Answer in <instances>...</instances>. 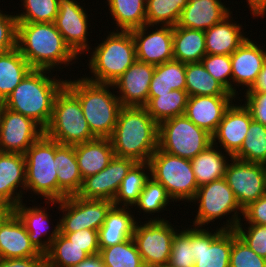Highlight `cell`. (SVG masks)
Returning <instances> with one entry per match:
<instances>
[{
  "label": "cell",
  "mask_w": 266,
  "mask_h": 267,
  "mask_svg": "<svg viewBox=\"0 0 266 267\" xmlns=\"http://www.w3.org/2000/svg\"><path fill=\"white\" fill-rule=\"evenodd\" d=\"M159 124L144 107L123 106L110 137L114 154L135 162H148L158 149Z\"/></svg>",
  "instance_id": "obj_1"
},
{
  "label": "cell",
  "mask_w": 266,
  "mask_h": 267,
  "mask_svg": "<svg viewBox=\"0 0 266 267\" xmlns=\"http://www.w3.org/2000/svg\"><path fill=\"white\" fill-rule=\"evenodd\" d=\"M17 48L32 69L51 72L63 64L72 65V60L78 59L54 22L18 23Z\"/></svg>",
  "instance_id": "obj_2"
},
{
  "label": "cell",
  "mask_w": 266,
  "mask_h": 267,
  "mask_svg": "<svg viewBox=\"0 0 266 267\" xmlns=\"http://www.w3.org/2000/svg\"><path fill=\"white\" fill-rule=\"evenodd\" d=\"M47 71L32 69L3 101L4 107L32 118L43 129L49 125L55 97L66 83L47 76Z\"/></svg>",
  "instance_id": "obj_3"
},
{
  "label": "cell",
  "mask_w": 266,
  "mask_h": 267,
  "mask_svg": "<svg viewBox=\"0 0 266 267\" xmlns=\"http://www.w3.org/2000/svg\"><path fill=\"white\" fill-rule=\"evenodd\" d=\"M65 86L79 99L84 117L96 138H110L123 107L112 84L95 83L84 77L67 79Z\"/></svg>",
  "instance_id": "obj_4"
},
{
  "label": "cell",
  "mask_w": 266,
  "mask_h": 267,
  "mask_svg": "<svg viewBox=\"0 0 266 267\" xmlns=\"http://www.w3.org/2000/svg\"><path fill=\"white\" fill-rule=\"evenodd\" d=\"M109 33L91 52L87 65L93 76L84 77L89 81L112 84L136 61L131 31Z\"/></svg>",
  "instance_id": "obj_5"
},
{
  "label": "cell",
  "mask_w": 266,
  "mask_h": 267,
  "mask_svg": "<svg viewBox=\"0 0 266 267\" xmlns=\"http://www.w3.org/2000/svg\"><path fill=\"white\" fill-rule=\"evenodd\" d=\"M44 134L69 146L96 139L84 117L79 99L66 86L55 97L52 117Z\"/></svg>",
  "instance_id": "obj_6"
},
{
  "label": "cell",
  "mask_w": 266,
  "mask_h": 267,
  "mask_svg": "<svg viewBox=\"0 0 266 267\" xmlns=\"http://www.w3.org/2000/svg\"><path fill=\"white\" fill-rule=\"evenodd\" d=\"M26 191L40 195L46 203H58V165L54 161L55 141L43 134L24 153ZM48 200V202H47Z\"/></svg>",
  "instance_id": "obj_7"
},
{
  "label": "cell",
  "mask_w": 266,
  "mask_h": 267,
  "mask_svg": "<svg viewBox=\"0 0 266 267\" xmlns=\"http://www.w3.org/2000/svg\"><path fill=\"white\" fill-rule=\"evenodd\" d=\"M191 202H197L199 205L197 215L193 220L192 226L194 227H205L206 224L224 218L225 215L227 217L233 212L229 216L231 218L226 219L227 222L223 223L225 225L221 228L223 230H234L241 221L239 215H243V209L224 177L199 186Z\"/></svg>",
  "instance_id": "obj_8"
},
{
  "label": "cell",
  "mask_w": 266,
  "mask_h": 267,
  "mask_svg": "<svg viewBox=\"0 0 266 267\" xmlns=\"http://www.w3.org/2000/svg\"><path fill=\"white\" fill-rule=\"evenodd\" d=\"M150 177L162 184L172 201L191 202L198 185L189 159L181 158L159 148L148 161Z\"/></svg>",
  "instance_id": "obj_9"
},
{
  "label": "cell",
  "mask_w": 266,
  "mask_h": 267,
  "mask_svg": "<svg viewBox=\"0 0 266 267\" xmlns=\"http://www.w3.org/2000/svg\"><path fill=\"white\" fill-rule=\"evenodd\" d=\"M211 144L212 135L185 115L159 124L158 148L169 154L191 160Z\"/></svg>",
  "instance_id": "obj_10"
},
{
  "label": "cell",
  "mask_w": 266,
  "mask_h": 267,
  "mask_svg": "<svg viewBox=\"0 0 266 267\" xmlns=\"http://www.w3.org/2000/svg\"><path fill=\"white\" fill-rule=\"evenodd\" d=\"M157 218H150L146 223L136 221L133 232L132 238L145 267L169 262L173 237L179 230L169 220L161 219V215Z\"/></svg>",
  "instance_id": "obj_11"
},
{
  "label": "cell",
  "mask_w": 266,
  "mask_h": 267,
  "mask_svg": "<svg viewBox=\"0 0 266 267\" xmlns=\"http://www.w3.org/2000/svg\"><path fill=\"white\" fill-rule=\"evenodd\" d=\"M63 213L60 232H76L82 229L98 231L106 219L107 213L114 206L113 201L84 199L72 195L58 202Z\"/></svg>",
  "instance_id": "obj_12"
},
{
  "label": "cell",
  "mask_w": 266,
  "mask_h": 267,
  "mask_svg": "<svg viewBox=\"0 0 266 267\" xmlns=\"http://www.w3.org/2000/svg\"><path fill=\"white\" fill-rule=\"evenodd\" d=\"M232 162V163H230ZM224 178L234 192L240 207L266 195V165L230 158Z\"/></svg>",
  "instance_id": "obj_13"
},
{
  "label": "cell",
  "mask_w": 266,
  "mask_h": 267,
  "mask_svg": "<svg viewBox=\"0 0 266 267\" xmlns=\"http://www.w3.org/2000/svg\"><path fill=\"white\" fill-rule=\"evenodd\" d=\"M232 248V230L216 228L215 232L205 227L193 226L194 267H229Z\"/></svg>",
  "instance_id": "obj_14"
},
{
  "label": "cell",
  "mask_w": 266,
  "mask_h": 267,
  "mask_svg": "<svg viewBox=\"0 0 266 267\" xmlns=\"http://www.w3.org/2000/svg\"><path fill=\"white\" fill-rule=\"evenodd\" d=\"M44 134V129L32 118L6 107L0 126V152L22 154Z\"/></svg>",
  "instance_id": "obj_15"
},
{
  "label": "cell",
  "mask_w": 266,
  "mask_h": 267,
  "mask_svg": "<svg viewBox=\"0 0 266 267\" xmlns=\"http://www.w3.org/2000/svg\"><path fill=\"white\" fill-rule=\"evenodd\" d=\"M59 11L54 24L62 34L66 44L80 57L92 48L88 44V26L90 23L86 9L76 0H59Z\"/></svg>",
  "instance_id": "obj_16"
},
{
  "label": "cell",
  "mask_w": 266,
  "mask_h": 267,
  "mask_svg": "<svg viewBox=\"0 0 266 267\" xmlns=\"http://www.w3.org/2000/svg\"><path fill=\"white\" fill-rule=\"evenodd\" d=\"M154 25L145 24L131 30L136 59L148 64L159 65L174 60L173 57V26L160 25L159 28L147 31Z\"/></svg>",
  "instance_id": "obj_17"
},
{
  "label": "cell",
  "mask_w": 266,
  "mask_h": 267,
  "mask_svg": "<svg viewBox=\"0 0 266 267\" xmlns=\"http://www.w3.org/2000/svg\"><path fill=\"white\" fill-rule=\"evenodd\" d=\"M135 163L132 159L114 156L103 170L83 179L77 196L113 201L123 178Z\"/></svg>",
  "instance_id": "obj_18"
},
{
  "label": "cell",
  "mask_w": 266,
  "mask_h": 267,
  "mask_svg": "<svg viewBox=\"0 0 266 267\" xmlns=\"http://www.w3.org/2000/svg\"><path fill=\"white\" fill-rule=\"evenodd\" d=\"M155 65L136 61L112 85L122 106L143 107L148 101Z\"/></svg>",
  "instance_id": "obj_19"
},
{
  "label": "cell",
  "mask_w": 266,
  "mask_h": 267,
  "mask_svg": "<svg viewBox=\"0 0 266 267\" xmlns=\"http://www.w3.org/2000/svg\"><path fill=\"white\" fill-rule=\"evenodd\" d=\"M230 59L232 64V95L237 96L239 94L235 86L244 85L245 90H249L256 84L266 60V49L264 50L260 45L247 38L230 55Z\"/></svg>",
  "instance_id": "obj_20"
},
{
  "label": "cell",
  "mask_w": 266,
  "mask_h": 267,
  "mask_svg": "<svg viewBox=\"0 0 266 267\" xmlns=\"http://www.w3.org/2000/svg\"><path fill=\"white\" fill-rule=\"evenodd\" d=\"M251 121L249 109L244 104L236 105L233 102L212 134V144H218V140L224 152L233 157L240 150Z\"/></svg>",
  "instance_id": "obj_21"
},
{
  "label": "cell",
  "mask_w": 266,
  "mask_h": 267,
  "mask_svg": "<svg viewBox=\"0 0 266 267\" xmlns=\"http://www.w3.org/2000/svg\"><path fill=\"white\" fill-rule=\"evenodd\" d=\"M235 99L234 95L190 96L184 115L212 135Z\"/></svg>",
  "instance_id": "obj_22"
},
{
  "label": "cell",
  "mask_w": 266,
  "mask_h": 267,
  "mask_svg": "<svg viewBox=\"0 0 266 267\" xmlns=\"http://www.w3.org/2000/svg\"><path fill=\"white\" fill-rule=\"evenodd\" d=\"M25 189L26 162L24 155L0 152V202L14 209L17 204L22 202L23 192L26 193Z\"/></svg>",
  "instance_id": "obj_23"
},
{
  "label": "cell",
  "mask_w": 266,
  "mask_h": 267,
  "mask_svg": "<svg viewBox=\"0 0 266 267\" xmlns=\"http://www.w3.org/2000/svg\"><path fill=\"white\" fill-rule=\"evenodd\" d=\"M45 257L31 243L24 223L12 211L0 224V258Z\"/></svg>",
  "instance_id": "obj_24"
},
{
  "label": "cell",
  "mask_w": 266,
  "mask_h": 267,
  "mask_svg": "<svg viewBox=\"0 0 266 267\" xmlns=\"http://www.w3.org/2000/svg\"><path fill=\"white\" fill-rule=\"evenodd\" d=\"M46 209L47 208H41L40 206H26L23 201L17 204L13 209L24 223L31 243L43 255L49 251L52 241L60 234V222L58 221L55 225L56 227H53V231L49 230V219L51 218ZM47 232L49 233L48 236ZM50 232L52 233L50 234ZM43 236H46L47 239H43Z\"/></svg>",
  "instance_id": "obj_25"
},
{
  "label": "cell",
  "mask_w": 266,
  "mask_h": 267,
  "mask_svg": "<svg viewBox=\"0 0 266 267\" xmlns=\"http://www.w3.org/2000/svg\"><path fill=\"white\" fill-rule=\"evenodd\" d=\"M230 10L219 0H188L177 25L206 31L229 16Z\"/></svg>",
  "instance_id": "obj_26"
},
{
  "label": "cell",
  "mask_w": 266,
  "mask_h": 267,
  "mask_svg": "<svg viewBox=\"0 0 266 267\" xmlns=\"http://www.w3.org/2000/svg\"><path fill=\"white\" fill-rule=\"evenodd\" d=\"M54 161L58 165V202L80 191L83 178L80 173L74 146L55 141Z\"/></svg>",
  "instance_id": "obj_27"
},
{
  "label": "cell",
  "mask_w": 266,
  "mask_h": 267,
  "mask_svg": "<svg viewBox=\"0 0 266 267\" xmlns=\"http://www.w3.org/2000/svg\"><path fill=\"white\" fill-rule=\"evenodd\" d=\"M231 15L204 31L207 54L230 56L248 38Z\"/></svg>",
  "instance_id": "obj_28"
},
{
  "label": "cell",
  "mask_w": 266,
  "mask_h": 267,
  "mask_svg": "<svg viewBox=\"0 0 266 267\" xmlns=\"http://www.w3.org/2000/svg\"><path fill=\"white\" fill-rule=\"evenodd\" d=\"M130 207L113 206L98 230L99 248L120 244L133 237L136 217Z\"/></svg>",
  "instance_id": "obj_29"
},
{
  "label": "cell",
  "mask_w": 266,
  "mask_h": 267,
  "mask_svg": "<svg viewBox=\"0 0 266 267\" xmlns=\"http://www.w3.org/2000/svg\"><path fill=\"white\" fill-rule=\"evenodd\" d=\"M74 149L83 179L103 170L115 156L110 138H96Z\"/></svg>",
  "instance_id": "obj_30"
},
{
  "label": "cell",
  "mask_w": 266,
  "mask_h": 267,
  "mask_svg": "<svg viewBox=\"0 0 266 267\" xmlns=\"http://www.w3.org/2000/svg\"><path fill=\"white\" fill-rule=\"evenodd\" d=\"M207 54L205 32L173 26V57L182 63L201 62Z\"/></svg>",
  "instance_id": "obj_31"
},
{
  "label": "cell",
  "mask_w": 266,
  "mask_h": 267,
  "mask_svg": "<svg viewBox=\"0 0 266 267\" xmlns=\"http://www.w3.org/2000/svg\"><path fill=\"white\" fill-rule=\"evenodd\" d=\"M218 147L220 146L217 144H211L190 160L198 187L224 177L229 163L228 158L232 156L228 153L224 154ZM226 155L229 157L226 158Z\"/></svg>",
  "instance_id": "obj_32"
},
{
  "label": "cell",
  "mask_w": 266,
  "mask_h": 267,
  "mask_svg": "<svg viewBox=\"0 0 266 267\" xmlns=\"http://www.w3.org/2000/svg\"><path fill=\"white\" fill-rule=\"evenodd\" d=\"M31 70L17 47L0 53V100L4 101Z\"/></svg>",
  "instance_id": "obj_33"
},
{
  "label": "cell",
  "mask_w": 266,
  "mask_h": 267,
  "mask_svg": "<svg viewBox=\"0 0 266 267\" xmlns=\"http://www.w3.org/2000/svg\"><path fill=\"white\" fill-rule=\"evenodd\" d=\"M186 63L171 60L163 64L155 65L148 98L157 97V94H165L172 90H185L186 87Z\"/></svg>",
  "instance_id": "obj_34"
},
{
  "label": "cell",
  "mask_w": 266,
  "mask_h": 267,
  "mask_svg": "<svg viewBox=\"0 0 266 267\" xmlns=\"http://www.w3.org/2000/svg\"><path fill=\"white\" fill-rule=\"evenodd\" d=\"M189 95L186 90H172L157 97L148 98L143 106L148 114L158 123L185 113Z\"/></svg>",
  "instance_id": "obj_35"
},
{
  "label": "cell",
  "mask_w": 266,
  "mask_h": 267,
  "mask_svg": "<svg viewBox=\"0 0 266 267\" xmlns=\"http://www.w3.org/2000/svg\"><path fill=\"white\" fill-rule=\"evenodd\" d=\"M116 31H131L146 24V0H107Z\"/></svg>",
  "instance_id": "obj_36"
},
{
  "label": "cell",
  "mask_w": 266,
  "mask_h": 267,
  "mask_svg": "<svg viewBox=\"0 0 266 267\" xmlns=\"http://www.w3.org/2000/svg\"><path fill=\"white\" fill-rule=\"evenodd\" d=\"M149 171V172H148ZM148 172V173H147ZM150 179V166L148 162H136L123 178L113 204L116 207L131 208L138 201L139 195Z\"/></svg>",
  "instance_id": "obj_37"
},
{
  "label": "cell",
  "mask_w": 266,
  "mask_h": 267,
  "mask_svg": "<svg viewBox=\"0 0 266 267\" xmlns=\"http://www.w3.org/2000/svg\"><path fill=\"white\" fill-rule=\"evenodd\" d=\"M186 87L190 96L232 95L212 75L201 62L186 63Z\"/></svg>",
  "instance_id": "obj_38"
},
{
  "label": "cell",
  "mask_w": 266,
  "mask_h": 267,
  "mask_svg": "<svg viewBox=\"0 0 266 267\" xmlns=\"http://www.w3.org/2000/svg\"><path fill=\"white\" fill-rule=\"evenodd\" d=\"M90 256L82 247L59 234L45 254L46 267H73Z\"/></svg>",
  "instance_id": "obj_39"
},
{
  "label": "cell",
  "mask_w": 266,
  "mask_h": 267,
  "mask_svg": "<svg viewBox=\"0 0 266 267\" xmlns=\"http://www.w3.org/2000/svg\"><path fill=\"white\" fill-rule=\"evenodd\" d=\"M233 158L266 165V126L252 119L245 140Z\"/></svg>",
  "instance_id": "obj_40"
},
{
  "label": "cell",
  "mask_w": 266,
  "mask_h": 267,
  "mask_svg": "<svg viewBox=\"0 0 266 267\" xmlns=\"http://www.w3.org/2000/svg\"><path fill=\"white\" fill-rule=\"evenodd\" d=\"M187 4L188 0H146V24L176 26Z\"/></svg>",
  "instance_id": "obj_41"
},
{
  "label": "cell",
  "mask_w": 266,
  "mask_h": 267,
  "mask_svg": "<svg viewBox=\"0 0 266 267\" xmlns=\"http://www.w3.org/2000/svg\"><path fill=\"white\" fill-rule=\"evenodd\" d=\"M99 255L105 267H145L133 238L102 248Z\"/></svg>",
  "instance_id": "obj_42"
},
{
  "label": "cell",
  "mask_w": 266,
  "mask_h": 267,
  "mask_svg": "<svg viewBox=\"0 0 266 267\" xmlns=\"http://www.w3.org/2000/svg\"><path fill=\"white\" fill-rule=\"evenodd\" d=\"M23 10L16 14L17 23L54 22L59 11V0H21Z\"/></svg>",
  "instance_id": "obj_43"
},
{
  "label": "cell",
  "mask_w": 266,
  "mask_h": 267,
  "mask_svg": "<svg viewBox=\"0 0 266 267\" xmlns=\"http://www.w3.org/2000/svg\"><path fill=\"white\" fill-rule=\"evenodd\" d=\"M169 202H172V199L167 194L165 187L150 177L140 193L138 201L134 204V207L137 206L136 208L140 209V211H138L139 213L142 210L145 214H152L167 209L166 207L170 204Z\"/></svg>",
  "instance_id": "obj_44"
},
{
  "label": "cell",
  "mask_w": 266,
  "mask_h": 267,
  "mask_svg": "<svg viewBox=\"0 0 266 267\" xmlns=\"http://www.w3.org/2000/svg\"><path fill=\"white\" fill-rule=\"evenodd\" d=\"M168 263L173 267H194L193 228L185 227L175 233Z\"/></svg>",
  "instance_id": "obj_45"
},
{
  "label": "cell",
  "mask_w": 266,
  "mask_h": 267,
  "mask_svg": "<svg viewBox=\"0 0 266 267\" xmlns=\"http://www.w3.org/2000/svg\"><path fill=\"white\" fill-rule=\"evenodd\" d=\"M229 267H266V259L256 254L236 234L235 230H232V248Z\"/></svg>",
  "instance_id": "obj_46"
},
{
  "label": "cell",
  "mask_w": 266,
  "mask_h": 267,
  "mask_svg": "<svg viewBox=\"0 0 266 267\" xmlns=\"http://www.w3.org/2000/svg\"><path fill=\"white\" fill-rule=\"evenodd\" d=\"M201 63L208 73L232 94V64L230 56L206 54Z\"/></svg>",
  "instance_id": "obj_47"
},
{
  "label": "cell",
  "mask_w": 266,
  "mask_h": 267,
  "mask_svg": "<svg viewBox=\"0 0 266 267\" xmlns=\"http://www.w3.org/2000/svg\"><path fill=\"white\" fill-rule=\"evenodd\" d=\"M242 224L240 221L235 227L236 234L256 254L266 259V225L249 224L248 228H243Z\"/></svg>",
  "instance_id": "obj_48"
},
{
  "label": "cell",
  "mask_w": 266,
  "mask_h": 267,
  "mask_svg": "<svg viewBox=\"0 0 266 267\" xmlns=\"http://www.w3.org/2000/svg\"><path fill=\"white\" fill-rule=\"evenodd\" d=\"M17 24L15 14H3L0 10V53L17 47Z\"/></svg>",
  "instance_id": "obj_49"
},
{
  "label": "cell",
  "mask_w": 266,
  "mask_h": 267,
  "mask_svg": "<svg viewBox=\"0 0 266 267\" xmlns=\"http://www.w3.org/2000/svg\"><path fill=\"white\" fill-rule=\"evenodd\" d=\"M68 240L72 241L79 247H82L89 255L99 254L98 231L82 229L76 232H60Z\"/></svg>",
  "instance_id": "obj_50"
},
{
  "label": "cell",
  "mask_w": 266,
  "mask_h": 267,
  "mask_svg": "<svg viewBox=\"0 0 266 267\" xmlns=\"http://www.w3.org/2000/svg\"><path fill=\"white\" fill-rule=\"evenodd\" d=\"M244 105L249 109L252 119L266 126V92L246 91Z\"/></svg>",
  "instance_id": "obj_51"
},
{
  "label": "cell",
  "mask_w": 266,
  "mask_h": 267,
  "mask_svg": "<svg viewBox=\"0 0 266 267\" xmlns=\"http://www.w3.org/2000/svg\"><path fill=\"white\" fill-rule=\"evenodd\" d=\"M241 216L247 224L266 225V195L245 207Z\"/></svg>",
  "instance_id": "obj_52"
},
{
  "label": "cell",
  "mask_w": 266,
  "mask_h": 267,
  "mask_svg": "<svg viewBox=\"0 0 266 267\" xmlns=\"http://www.w3.org/2000/svg\"><path fill=\"white\" fill-rule=\"evenodd\" d=\"M0 267H46L45 257L0 258Z\"/></svg>",
  "instance_id": "obj_53"
},
{
  "label": "cell",
  "mask_w": 266,
  "mask_h": 267,
  "mask_svg": "<svg viewBox=\"0 0 266 267\" xmlns=\"http://www.w3.org/2000/svg\"><path fill=\"white\" fill-rule=\"evenodd\" d=\"M253 17H263L266 14V0H247Z\"/></svg>",
  "instance_id": "obj_54"
},
{
  "label": "cell",
  "mask_w": 266,
  "mask_h": 267,
  "mask_svg": "<svg viewBox=\"0 0 266 267\" xmlns=\"http://www.w3.org/2000/svg\"><path fill=\"white\" fill-rule=\"evenodd\" d=\"M73 267H105V265L103 264V260L100 255L97 254L88 256L78 265H75Z\"/></svg>",
  "instance_id": "obj_55"
},
{
  "label": "cell",
  "mask_w": 266,
  "mask_h": 267,
  "mask_svg": "<svg viewBox=\"0 0 266 267\" xmlns=\"http://www.w3.org/2000/svg\"><path fill=\"white\" fill-rule=\"evenodd\" d=\"M246 91H261L266 92V60L263 64L262 70L259 73L258 80L252 89Z\"/></svg>",
  "instance_id": "obj_56"
},
{
  "label": "cell",
  "mask_w": 266,
  "mask_h": 267,
  "mask_svg": "<svg viewBox=\"0 0 266 267\" xmlns=\"http://www.w3.org/2000/svg\"><path fill=\"white\" fill-rule=\"evenodd\" d=\"M12 211L13 209L9 205L0 202V224Z\"/></svg>",
  "instance_id": "obj_57"
},
{
  "label": "cell",
  "mask_w": 266,
  "mask_h": 267,
  "mask_svg": "<svg viewBox=\"0 0 266 267\" xmlns=\"http://www.w3.org/2000/svg\"><path fill=\"white\" fill-rule=\"evenodd\" d=\"M3 109H4V103L2 100H0V126H1V118L3 114Z\"/></svg>",
  "instance_id": "obj_58"
},
{
  "label": "cell",
  "mask_w": 266,
  "mask_h": 267,
  "mask_svg": "<svg viewBox=\"0 0 266 267\" xmlns=\"http://www.w3.org/2000/svg\"><path fill=\"white\" fill-rule=\"evenodd\" d=\"M148 267H173V266L167 263V264L154 265V266H148Z\"/></svg>",
  "instance_id": "obj_59"
}]
</instances>
